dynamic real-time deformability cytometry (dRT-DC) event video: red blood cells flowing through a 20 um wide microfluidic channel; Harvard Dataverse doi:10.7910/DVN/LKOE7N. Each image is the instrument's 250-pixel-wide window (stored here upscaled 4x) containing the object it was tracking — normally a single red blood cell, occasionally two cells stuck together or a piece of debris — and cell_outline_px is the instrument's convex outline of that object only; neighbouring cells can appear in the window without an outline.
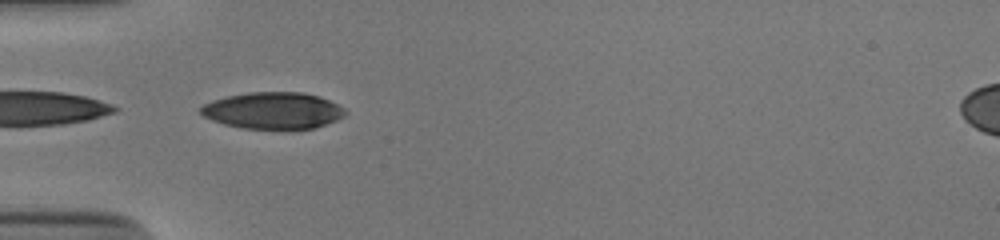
{"species": "human", "species_latin": "Homo sapiens", "temperature_condition": "cold", "stored_images_in_passage": 36, "camera_frame_rate_fps": 3000, "um_per_image_px": 0.085, "donor": {"sex": "male"}, "frame": {"image": 1, "passage_image": 1, "time_ms": 0.0, "image_size_px": [1000, 240], "cell_outline_px": [[348, 112], [344, 116], [336, 120], [312, 128], [244, 128], [224, 124], [212, 120], [204, 116], [200, 112], [200, 108], [204, 104], [212, 100], [228, 96], [248, 92], [304, 92], [320, 96], [344, 108]], "centroid_in_image_um": [23.21, 9.38], "position_along_channel_um": 61.8, "area_um2": 30.58}}
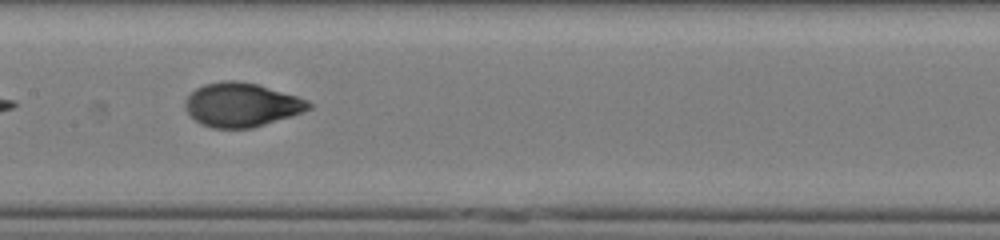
{"frame": {"image": 2, "passage_image": 11, "time_ms": 3.333, "image_size_px": [1000, 240], "cell_outline_px": [[312, 108], [304, 112], [292, 116], [252, 128], [212, 128], [200, 124], [184, 108], [184, 100], [196, 88], [204, 84], [224, 80], [236, 80], [256, 84], [296, 96], [308, 100], [312, 104]], "centroid_in_image_um": [20.52, 8.91], "position_along_channel_um": 186.9, "area_um2": 31.62}}
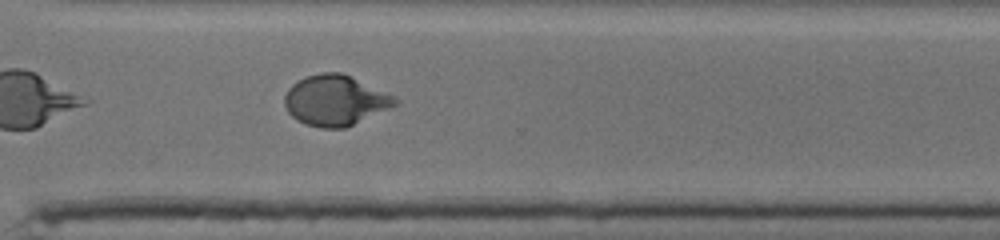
{"frame": {"image": 3, "passage_image": 23, "time_ms": 7.333, "image_size_px": [1000, 240], "cell_outline_px": [[400, 104], [344, 128], [320, 128], [304, 124], [296, 120], [288, 112], [284, 104], [284, 96], [288, 88], [292, 84], [308, 76], [320, 72], [340, 72], [396, 96], [400, 100]], "centroid_in_image_um": [28.51, 8.54], "position_along_channel_um": 342.1, "area_um2": 32.54}, "authors_computed_cell_mechanics": {"area_um2": 31.6166, "velocity_mm_per_s": 3.885, "shape_relaxation_time_tau1_ms": 4.9924, "shape_relaxation_time_tau2_ms": 0.6724, "deformation_change_tau1": 0.1987, "deformation_change_tau2": 0.047}}